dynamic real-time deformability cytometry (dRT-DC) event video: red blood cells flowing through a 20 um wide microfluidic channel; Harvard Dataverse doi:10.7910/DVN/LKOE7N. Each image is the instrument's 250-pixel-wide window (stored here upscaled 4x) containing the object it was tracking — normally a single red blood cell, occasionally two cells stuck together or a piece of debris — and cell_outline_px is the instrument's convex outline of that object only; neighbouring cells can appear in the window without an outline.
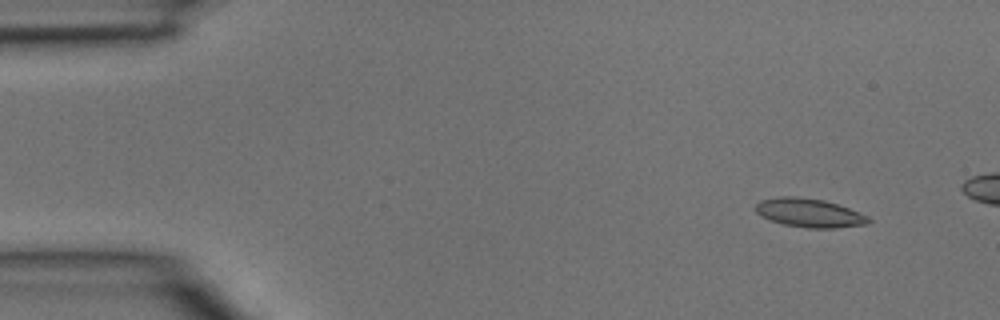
{"species": "common noctule bat (a hibernating species)", "species_latin": "Nyctalus noctula", "temperature_condition": "room temperature", "stored_images_in_passage": 3, "camera_frame_rate_fps": 3000, "um_per_image_px": 0.085, "animal": {"sex": "male", "body_mass_g": 15.6}, "frame": {"image": 1, "passage_image": 1, "time_ms": 0.0, "image_size_px": [1000, 320], "cell_outline_px": [[872, 220], [864, 224], [836, 228], [808, 228], [784, 224], [760, 216], [756, 212], [756, 204], [760, 200], [780, 196], [796, 196], [824, 200], [848, 208], [868, 216]], "centroid_in_image_um": [68.77, 18.09], "position_along_channel_um": 16.2, "area_um2": 18.73}}